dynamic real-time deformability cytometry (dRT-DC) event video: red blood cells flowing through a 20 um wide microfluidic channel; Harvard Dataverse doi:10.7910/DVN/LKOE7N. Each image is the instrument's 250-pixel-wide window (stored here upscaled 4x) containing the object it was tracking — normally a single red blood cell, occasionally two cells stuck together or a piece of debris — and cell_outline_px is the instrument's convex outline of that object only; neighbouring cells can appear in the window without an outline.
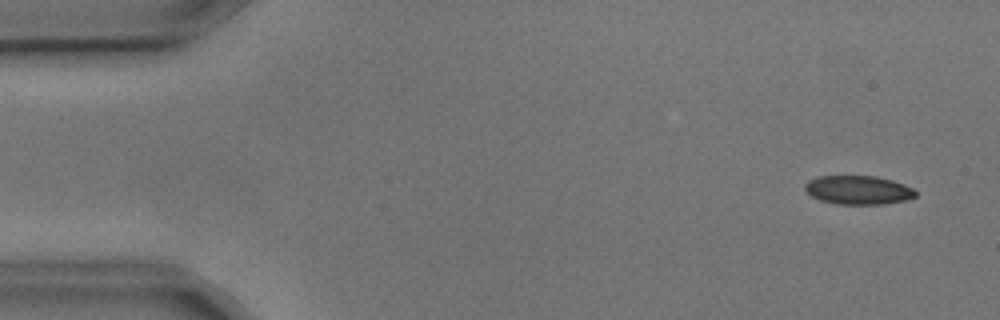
{"species": "common noctule bat (a hibernating species)", "species_latin": "Nyctalus noctula", "temperature_condition": "cold", "stored_images_in_passage": 5, "camera_frame_rate_fps": 3000, "um_per_image_px": 0.085, "animal": {"sex": "male", "body_mass_g": 17.9, "forearm_length_mm": 54.2}, "frame": {"image": 1, "passage_image": 1, "time_ms": 0.0, "image_size_px": [1000, 320], "cell_outline_px": [[916, 196], [904, 200], [884, 204], [836, 204], [820, 200], [812, 196], [804, 188], [804, 184], [808, 180], [820, 176], [876, 176], [892, 180], [904, 184], [912, 188], [916, 192]], "centroid_in_image_um": [72.94, 16.15], "position_along_channel_um": 12.1, "area_um2": 18.5}}
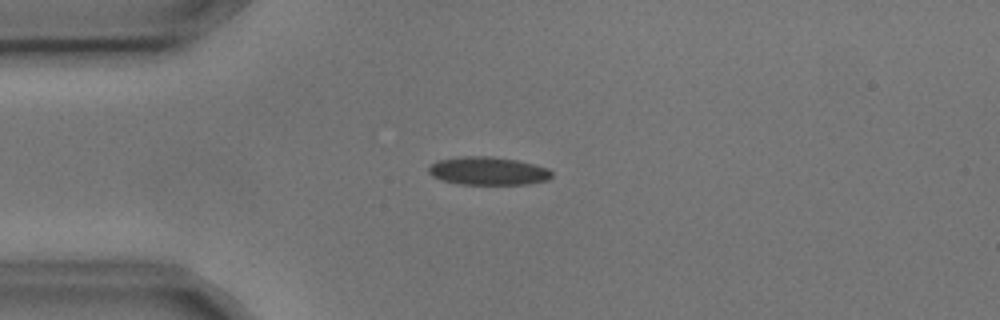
{"frame": {"image": 2, "passage_image": 4, "time_ms": 1.0, "image_size_px": [1000, 320], "cell_outline_px": [[552, 176], [548, 180], [528, 184], [460, 184], [440, 180], [432, 176], [428, 172], [428, 168], [432, 164], [440, 160], [464, 156], [492, 156], [516, 160], [548, 168], [552, 172]], "centroid_in_image_um": [41.49, 14.54], "position_along_channel_um": 43.5, "area_um2": 20.11}}
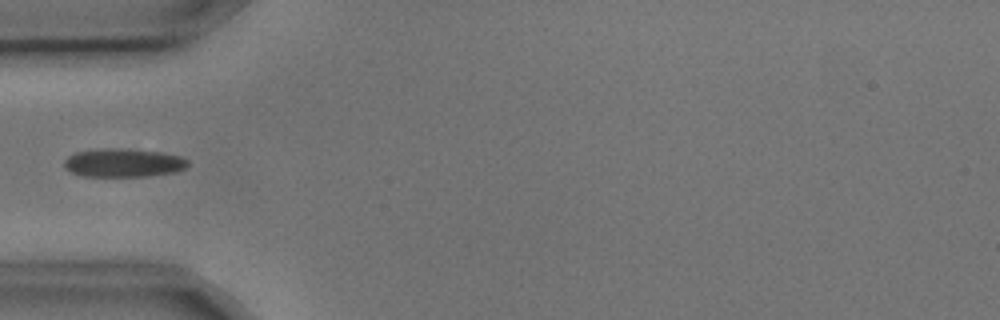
{"frame": {"image": 3, "passage_image": 5, "time_ms": 1.333, "image_size_px": [1000, 320], "cell_outline_px": [[188, 164], [184, 168], [176, 172], [144, 176], [80, 176], [68, 172], [64, 168], [64, 160], [68, 156], [76, 152], [104, 148], [124, 148], [160, 152], [180, 156], [188, 160]], "centroid_in_image_um": [10.44, 13.84], "position_along_channel_um": 74.6, "area_um2": 20.63}}